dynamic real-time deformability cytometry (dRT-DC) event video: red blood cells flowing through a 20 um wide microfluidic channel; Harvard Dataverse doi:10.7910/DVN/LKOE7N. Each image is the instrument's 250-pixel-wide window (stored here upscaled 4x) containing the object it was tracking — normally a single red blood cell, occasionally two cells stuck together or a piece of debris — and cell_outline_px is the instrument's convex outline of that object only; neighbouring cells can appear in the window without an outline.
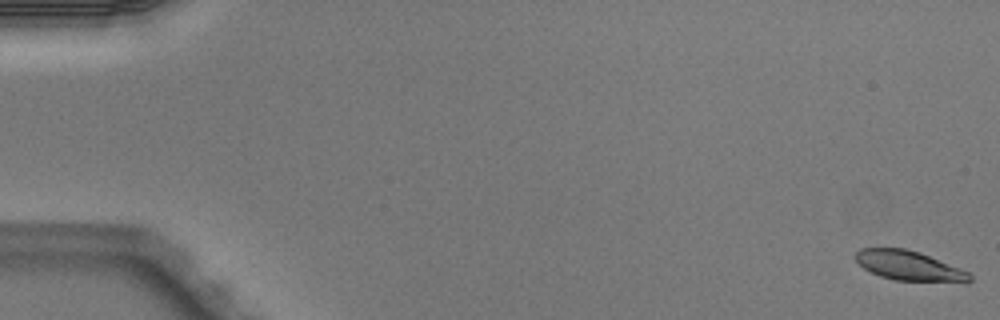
{"species": "Egyptian fruit bat (a non-hibernating species)", "species_latin": "Rousettus aegyptiacus", "temperature_condition": "warm", "stored_images_in_passage": 5, "camera_frame_rate_fps": 3000, "um_per_image_px": 0.085, "animal": {"sex": "male"}, "frame": {"image": 1, "passage_image": 1, "time_ms": 0.0, "image_size_px": [1000, 320], "cell_outline_px": [[972, 280], [968, 284], [896, 280], [880, 276], [864, 268], [856, 260], [856, 252], [860, 248], [904, 248], [920, 252], [960, 268], [968, 272], [972, 276]], "centroid_in_image_um": [77.36, 22.62], "position_along_channel_um": 7.6, "area_um2": 20.06}}
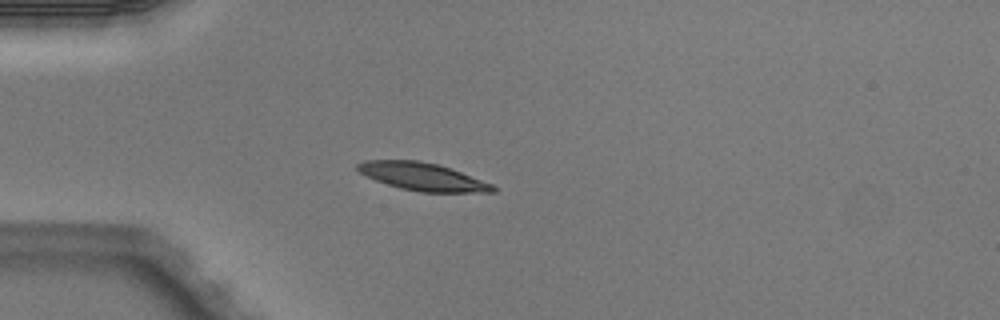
{"frame": {"image": 2, "passage_image": 5, "time_ms": 1.333, "image_size_px": [1000, 320], "cell_outline_px": [[496, 192], [420, 192], [400, 188], [376, 180], [360, 172], [356, 168], [356, 164], [364, 160], [420, 160], [440, 164], [492, 184], [496, 188]], "centroid_in_image_um": [35.92, 15.0], "position_along_channel_um": 49.1, "area_um2": 21.79}}